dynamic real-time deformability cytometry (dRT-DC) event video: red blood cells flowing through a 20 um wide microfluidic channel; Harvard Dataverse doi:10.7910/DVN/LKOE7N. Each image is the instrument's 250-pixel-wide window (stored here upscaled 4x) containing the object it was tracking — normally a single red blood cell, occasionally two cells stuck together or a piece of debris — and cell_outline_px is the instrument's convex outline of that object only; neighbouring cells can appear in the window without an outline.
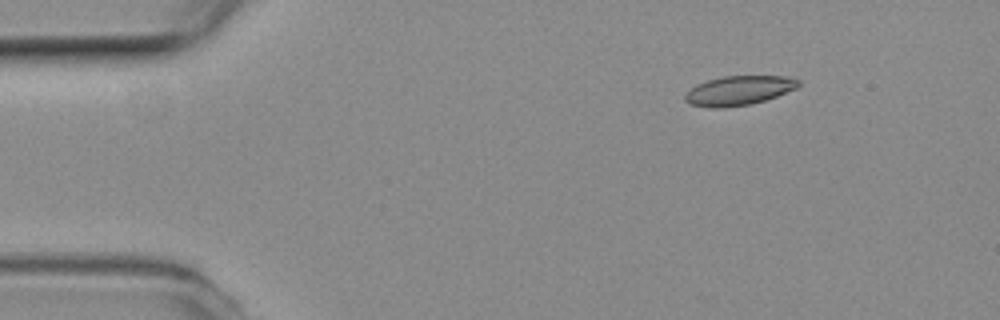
{"species": "common noctule bat (a hibernating species)", "species_latin": "Nyctalus noctula", "temperature_condition": "room temperature", "stored_images_in_passage": 4, "camera_frame_rate_fps": 3000, "um_per_image_px": 0.085, "animal": {"sex": "female", "body_mass_g": 19.3, "forearm_length_mm": 54.1}, "frame": {"image": 1, "passage_image": 2, "time_ms": 0.333, "image_size_px": [1000, 320], "cell_outline_px": [[800, 84], [796, 88], [776, 96], [764, 100], [748, 104], [720, 108], [712, 108], [692, 104], [684, 100], [684, 96], [696, 84], [708, 80], [724, 76], [784, 76], [800, 80]], "centroid_in_image_um": [62.79, 7.68], "position_along_channel_um": 22.2, "area_um2": 19.07}}